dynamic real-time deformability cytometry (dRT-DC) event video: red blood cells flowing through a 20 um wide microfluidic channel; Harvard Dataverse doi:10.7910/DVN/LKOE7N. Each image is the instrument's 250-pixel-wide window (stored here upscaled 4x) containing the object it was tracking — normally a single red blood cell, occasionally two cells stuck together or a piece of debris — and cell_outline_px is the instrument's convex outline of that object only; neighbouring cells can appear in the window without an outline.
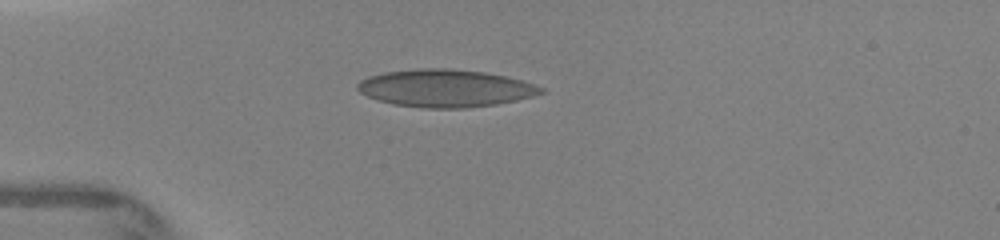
{"species": "human", "species_latin": "Homo sapiens", "temperature_condition": "warm", "stored_images_in_passage": 29, "camera_frame_rate_fps": 3000, "um_per_image_px": 0.085, "donor": {"sex": "female"}, "frame": {"image": 1, "passage_image": 5, "time_ms": 2.333, "image_size_px": [1000, 240], "cell_outline_px": [[544, 92], [532, 96], [516, 100], [496, 104], [464, 108], [424, 108], [392, 104], [368, 96], [360, 92], [356, 88], [356, 84], [360, 80], [368, 76], [384, 72], [420, 68], [452, 68], [484, 72], [508, 76], [536, 84], [544, 88]], "centroid_in_image_um": [37.86, 7.49], "position_along_channel_um": 47.1, "area_um2": 40.29}}
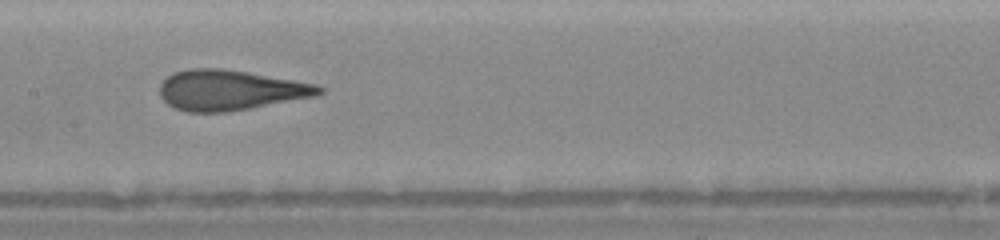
{"frame": {"image": 2, "passage_image": 12, "time_ms": 6.0, "image_size_px": [1000, 240], "cell_outline_px": [[324, 92], [316, 96], [228, 112], [188, 112], [176, 108], [168, 104], [160, 96], [160, 84], [168, 76], [176, 72], [192, 68], [220, 68], [316, 84], [324, 88]], "centroid_in_image_um": [19.56, 7.67], "position_along_channel_um": 187.8, "area_um2": 36.93}}
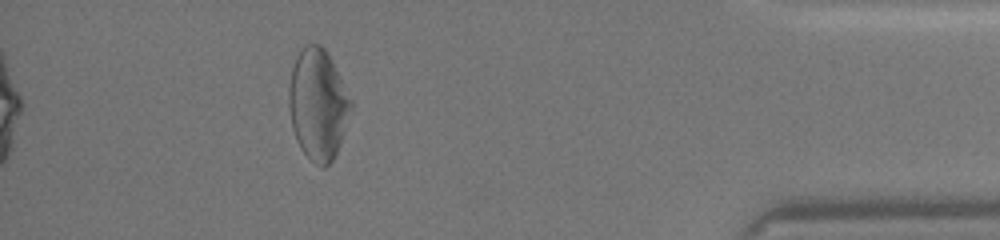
{"frame": {"image": 3, "passage_image": 26, "time_ms": 12.0, "image_size_px": [1000, 240], "cell_outline_px": [[352, 108], [340, 144], [332, 160], [324, 168], [316, 164], [300, 148], [296, 140], [292, 128], [288, 108], [288, 88], [292, 68], [296, 56], [304, 44], [320, 44], [328, 52], [352, 100]], "centroid_in_image_um": [27.01, 8.84], "position_along_channel_um": 408.2, "area_um2": 40.29}}